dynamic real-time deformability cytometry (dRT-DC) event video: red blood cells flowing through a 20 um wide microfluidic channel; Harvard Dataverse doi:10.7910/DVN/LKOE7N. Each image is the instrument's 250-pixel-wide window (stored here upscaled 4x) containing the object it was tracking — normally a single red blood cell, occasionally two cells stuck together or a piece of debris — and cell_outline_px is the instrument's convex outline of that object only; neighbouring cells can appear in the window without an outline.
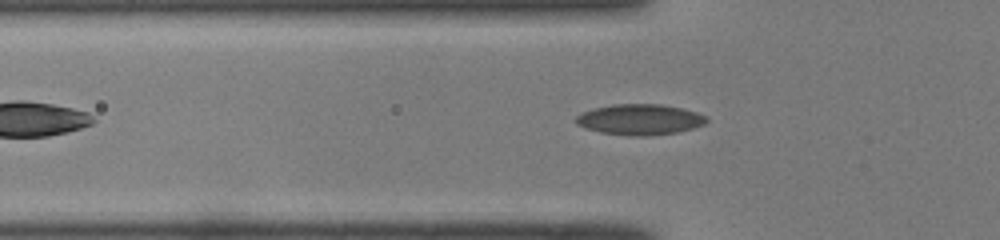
{"species": "common noctule bat (a hibernating species)", "species_latin": "Nyctalus noctula", "temperature_condition": "room temperature", "stored_images_in_passage": 39, "camera_frame_rate_fps": 3000, "um_per_image_px": 0.085, "animal": {"sex": "male", "body_mass_g": 19.0, "forearm_length_mm": 50.8}, "frame": {"image": 1, "passage_image": 8, "time_ms": 2.333, "image_size_px": [1000, 240], "cell_outline_px": [[708, 120], [704, 124], [692, 128], [676, 132], [652, 136], [628, 136], [600, 132], [584, 128], [576, 124], [576, 116], [584, 112], [596, 108], [612, 104], [660, 104], [680, 108], [696, 112], [704, 116]], "centroid_in_image_um": [54.36, 10.17], "position_along_channel_um": 71.4, "area_um2": 23.24}}
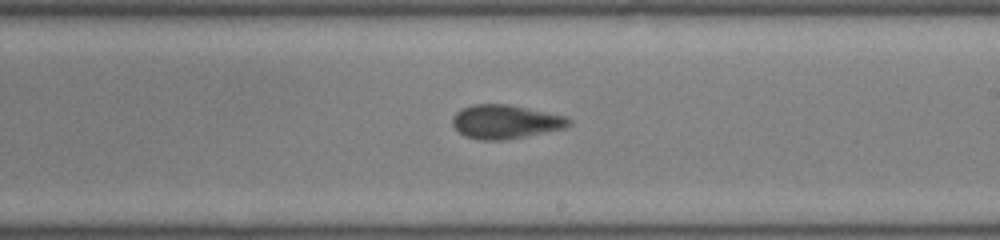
{"frame": {"image": 2, "passage_image": 21, "time_ms": 6.667, "image_size_px": [1000, 240], "cell_outline_px": [[572, 124], [564, 128], [504, 140], [480, 140], [464, 136], [452, 124], [452, 116], [456, 112], [472, 104], [508, 104], [568, 116], [572, 120]], "centroid_in_image_um": [42.97, 10.34], "position_along_channel_um": 246.0, "area_um2": 22.95}}
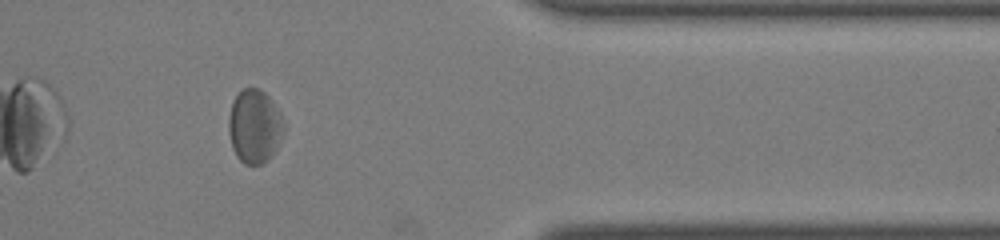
{"frame": {"image": 3, "passage_image": 33, "time_ms": 10.667, "image_size_px": [1000, 240], "cell_outline_px": [[284, 132], [272, 156], [264, 164], [244, 164], [236, 156], [232, 148], [228, 132], [228, 116], [232, 100], [240, 88], [260, 88], [272, 100], [280, 112], [284, 120]], "centroid_in_image_um": [21.62, 10.72], "position_along_channel_um": 389.8, "area_um2": 24.22}}